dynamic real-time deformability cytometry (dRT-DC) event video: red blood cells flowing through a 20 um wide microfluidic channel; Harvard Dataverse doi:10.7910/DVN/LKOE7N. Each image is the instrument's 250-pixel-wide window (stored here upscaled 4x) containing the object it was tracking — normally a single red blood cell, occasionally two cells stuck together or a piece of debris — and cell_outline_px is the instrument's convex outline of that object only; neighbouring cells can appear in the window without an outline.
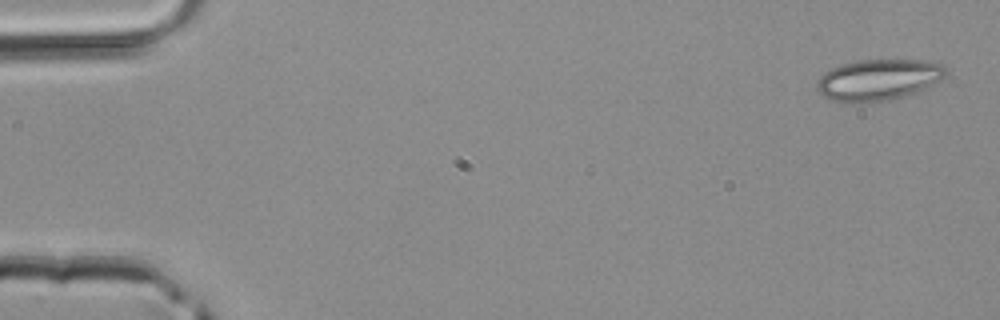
{"species": "common noctule bat (a hibernating species)", "species_latin": "Nyctalus noctula", "temperature_condition": "room temperature", "stored_images_in_passage": 4, "camera_frame_rate_fps": 3000, "um_per_image_px": 0.085, "animal": {"sex": "male", "body_mass_g": 20.4}, "frame": {"image": 1, "passage_image": 1, "time_ms": 0.0, "image_size_px": [1000, 320], "cell_outline_px": [[944, 76], [940, 80], [928, 88], [904, 96], [884, 100], [856, 104], [832, 100], [824, 96], [816, 88], [816, 84], [820, 76], [824, 72], [840, 64], [856, 60], [924, 60], [944, 64]], "centroid_in_image_um": [74.64, 6.78], "position_along_channel_um": 10.4, "area_um2": 31.04}}
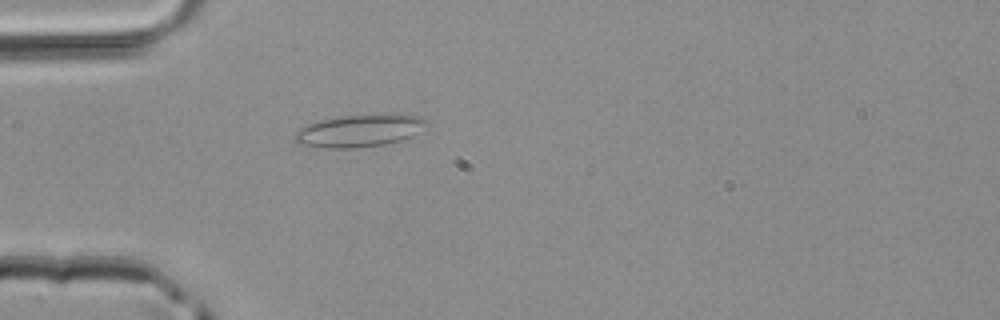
{"frame": {"image": 2, "passage_image": 4, "time_ms": 1.0, "image_size_px": [1000, 320], "cell_outline_px": [[428, 124], [412, 136], [404, 140], [384, 144], [352, 148], [328, 148], [296, 144], [296, 128], [320, 120], [340, 116], [380, 112], [400, 112], [420, 116], [428, 120]], "centroid_in_image_um": [30.62, 11.06], "position_along_channel_um": 54.4, "area_um2": 25.72}}